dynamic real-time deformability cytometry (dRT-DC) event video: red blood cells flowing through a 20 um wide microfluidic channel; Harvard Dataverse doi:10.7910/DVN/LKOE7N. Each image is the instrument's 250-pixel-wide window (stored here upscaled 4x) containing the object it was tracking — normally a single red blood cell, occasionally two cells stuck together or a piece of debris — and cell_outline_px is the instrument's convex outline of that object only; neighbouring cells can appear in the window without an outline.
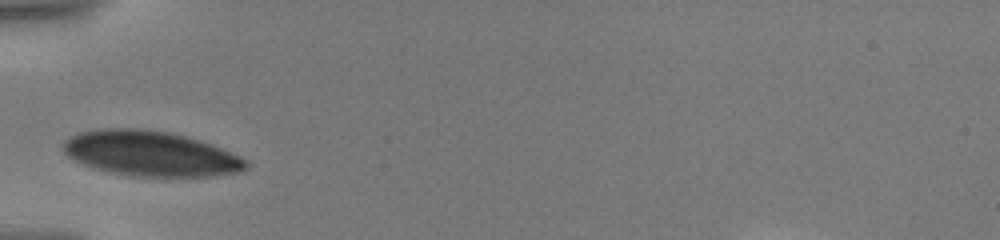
{"species": "human", "species_latin": "Homo sapiens", "temperature_condition": "warm", "stored_images_in_passage": 42, "camera_frame_rate_fps": 3000, "um_per_image_px": 0.085, "donor": {"sex": "male"}, "frame": {"image": 1, "passage_image": 1, "time_ms": 0.0, "image_size_px": [1000, 240], "cell_outline_px": [[248, 164], [240, 172], [212, 176], [132, 176], [108, 172], [92, 168], [72, 160], [64, 152], [64, 140], [80, 132], [100, 128], [140, 128], [168, 132], [200, 140], [212, 144], [240, 156]], "centroid_in_image_um": [12.75, 13.05], "position_along_channel_um": 72.2, "area_um2": 48.03}}
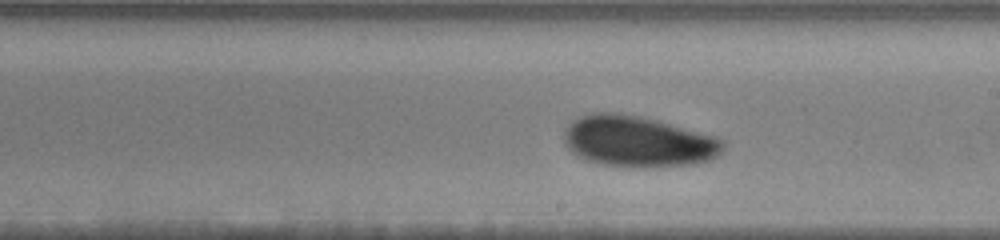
{"frame": {"image": 2, "passage_image": 22, "time_ms": 4.667, "image_size_px": [1000, 240], "cell_outline_px": [[724, 148], [716, 156], [708, 160], [696, 164], [648, 168], [632, 168], [604, 164], [584, 160], [572, 152], [564, 140], [564, 132], [572, 120], [580, 116], [592, 112], [620, 112], [640, 116], [656, 120], [716, 136], [724, 140]], "centroid_in_image_um": [54.23, 12.03], "position_along_channel_um": 234.8, "area_um2": 47.69}}
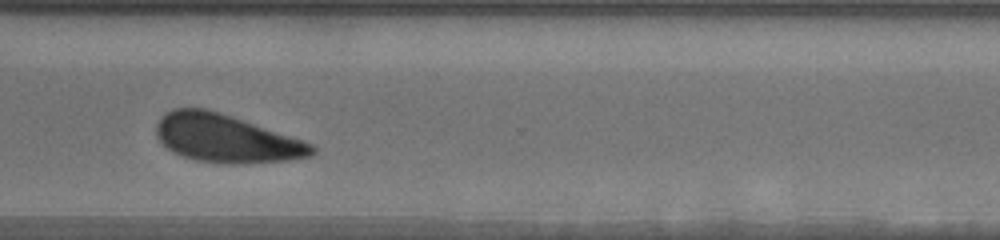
{"frame": {"image": 3, "passage_image": 41, "time_ms": 8.0, "image_size_px": [1000, 240], "cell_outline_px": [[316, 152], [312, 156], [288, 160], [236, 164], [228, 164], [196, 160], [180, 156], [172, 152], [156, 136], [156, 124], [160, 116], [164, 112], [172, 108], [204, 108], [220, 112], [304, 140], [312, 144], [316, 148]], "centroid_in_image_um": [19.2, 11.76], "position_along_channel_um": 351.4, "area_um2": 43.75}}